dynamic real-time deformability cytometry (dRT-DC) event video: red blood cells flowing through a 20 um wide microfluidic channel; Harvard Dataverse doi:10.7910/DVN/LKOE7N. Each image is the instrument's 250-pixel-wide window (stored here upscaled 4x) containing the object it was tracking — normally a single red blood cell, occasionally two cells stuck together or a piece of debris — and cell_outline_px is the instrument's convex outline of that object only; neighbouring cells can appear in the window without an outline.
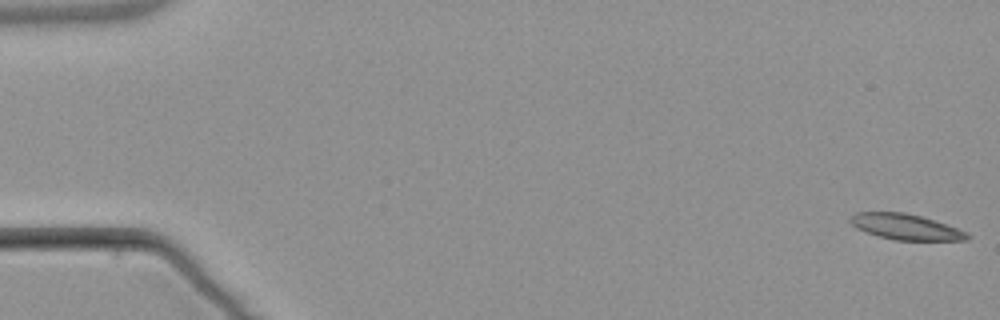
{"species": "common noctule bat (a hibernating species)", "species_latin": "Nyctalus noctula", "temperature_condition": "warm", "stored_images_in_passage": 4, "camera_frame_rate_fps": 3000, "um_per_image_px": 0.085, "animal": {"sex": "male", "body_mass_g": 21.5, "forearm_length_mm": 52.0}, "frame": {"image": 1, "passage_image": 1, "time_ms": 0.0, "image_size_px": [1000, 320], "cell_outline_px": [[972, 236], [968, 240], [896, 240], [880, 236], [856, 228], [848, 220], [856, 212], [904, 212], [920, 216], [968, 232]], "centroid_in_image_um": [76.99, 19.28], "position_along_channel_um": 8.0, "area_um2": 17.22}}